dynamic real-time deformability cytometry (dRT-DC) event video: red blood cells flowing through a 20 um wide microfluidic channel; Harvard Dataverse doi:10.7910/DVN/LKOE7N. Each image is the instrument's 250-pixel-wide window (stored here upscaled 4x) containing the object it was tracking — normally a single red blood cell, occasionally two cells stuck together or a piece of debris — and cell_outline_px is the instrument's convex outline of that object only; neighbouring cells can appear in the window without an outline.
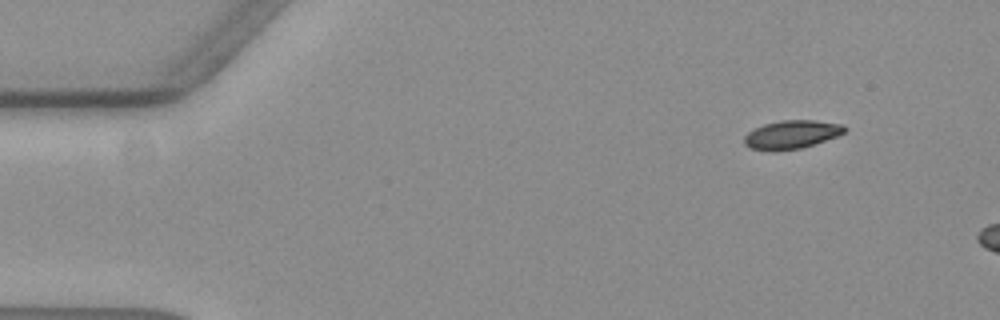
{"species": "common noctule bat (a hibernating species)", "species_latin": "Nyctalus noctula", "temperature_condition": "warm", "stored_images_in_passage": 12, "camera_frame_rate_fps": 3000, "um_per_image_px": 0.085, "animal": {"sex": "female", "body_mass_g": 19.3, "forearm_length_mm": 54.1}, "frame": {"image": 1, "passage_image": 6, "time_ms": 1.667, "image_size_px": [1000, 320], "cell_outline_px": [[848, 128], [844, 132], [836, 136], [800, 148], [772, 152], [752, 148], [744, 144], [744, 136], [748, 132], [764, 124], [780, 120], [812, 120], [844, 124]], "centroid_in_image_um": [67.27, 11.43], "position_along_channel_um": 17.7, "area_um2": 16.53}}